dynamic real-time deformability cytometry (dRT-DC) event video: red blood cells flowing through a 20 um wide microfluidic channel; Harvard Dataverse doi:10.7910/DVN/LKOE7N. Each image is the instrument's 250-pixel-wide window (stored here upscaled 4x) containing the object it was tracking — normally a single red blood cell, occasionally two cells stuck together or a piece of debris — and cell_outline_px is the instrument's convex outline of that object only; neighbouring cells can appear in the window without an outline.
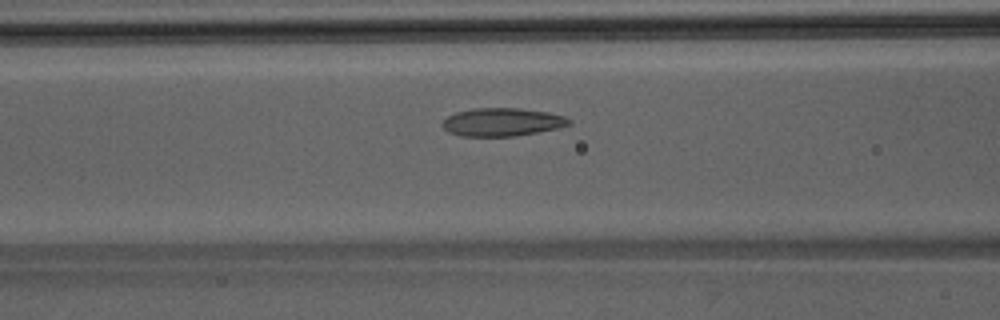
{"species": "Egyptian fruit bat (a non-hibernating species)", "species_latin": "Rousettus aegyptiacus", "temperature_condition": "room temperature", "stored_images_in_passage": 22, "camera_frame_rate_fps": 3000, "um_per_image_px": 0.085, "animal": {"sex": "male"}, "frame": {"image": 1, "passage_image": 8, "time_ms": 2.333, "image_size_px": [1000, 320], "cell_outline_px": [[572, 124], [556, 128], [516, 136], [460, 136], [448, 132], [440, 124], [448, 116], [456, 112], [472, 108], [520, 108], [548, 112], [564, 116], [572, 120]], "centroid_in_image_um": [42.67, 10.37], "position_along_channel_um": 123.9, "area_um2": 20.81}}
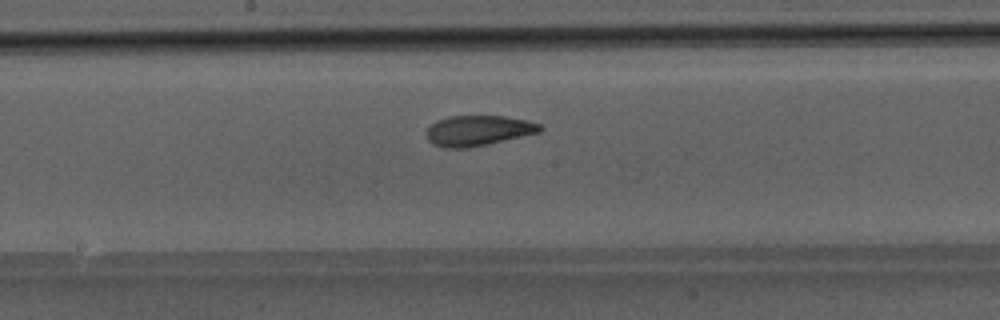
{"frame": {"image": 2, "passage_image": 14, "time_ms": 4.333, "image_size_px": [1000, 320], "cell_outline_px": [[544, 128], [540, 132], [484, 144], [464, 148], [444, 148], [432, 144], [428, 140], [428, 128], [436, 120], [448, 116], [504, 116], [528, 120], [540, 124]], "centroid_in_image_um": [40.64, 11.08], "position_along_channel_um": 207.6, "area_um2": 19.83}}
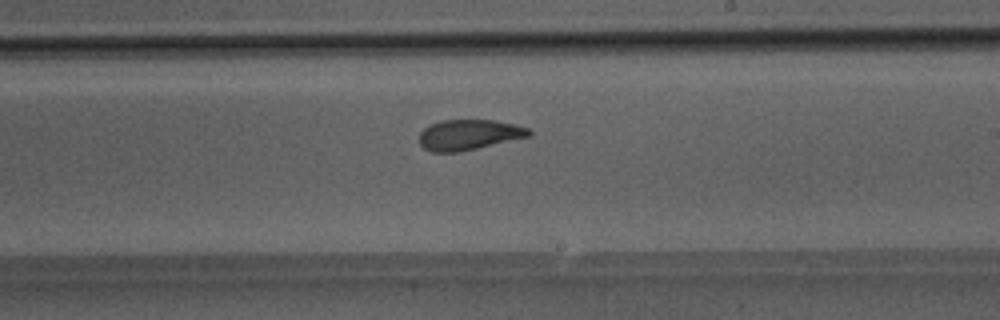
{"frame": {"image": 3, "passage_image": 17, "time_ms": 5.333, "image_size_px": [1000, 320], "cell_outline_px": [[532, 136], [460, 152], [432, 152], [424, 148], [420, 144], [420, 132], [424, 128], [440, 120], [496, 120], [528, 128], [532, 132]], "centroid_in_image_um": [39.87, 11.46], "position_along_channel_um": 249.1, "area_um2": 19.48}}